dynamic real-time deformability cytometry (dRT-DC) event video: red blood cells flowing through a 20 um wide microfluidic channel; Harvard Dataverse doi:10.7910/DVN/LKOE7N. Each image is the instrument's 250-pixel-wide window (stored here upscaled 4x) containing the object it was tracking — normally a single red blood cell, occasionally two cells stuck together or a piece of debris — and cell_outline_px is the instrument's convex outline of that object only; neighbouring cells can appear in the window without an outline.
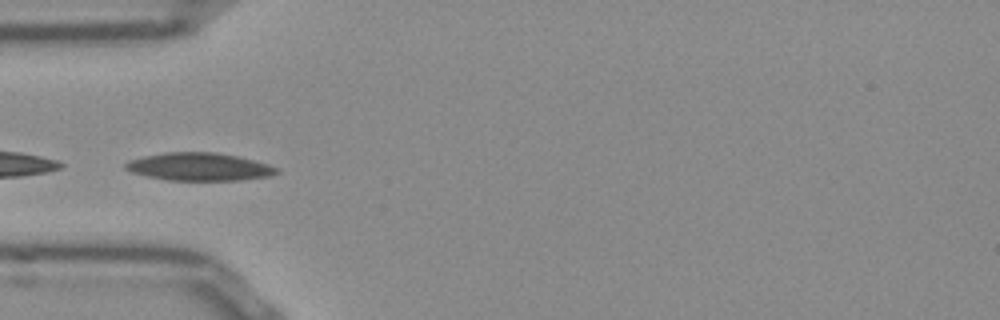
{"species": "Egyptian fruit bat (a non-hibernating species)", "species_latin": "Rousettus aegyptiacus", "temperature_condition": "room temperature", "stored_images_in_passage": 34, "camera_frame_rate_fps": 3000, "um_per_image_px": 0.085, "frame": {"image": 1, "passage_image": 1, "time_ms": 0.0, "image_size_px": [1000, 320], "cell_outline_px": [[280, 172], [268, 176], [240, 180], [168, 180], [148, 176], [132, 172], [124, 168], [124, 164], [132, 160], [144, 156], [164, 152], [212, 152], [236, 156], [268, 164], [276, 168]], "centroid_in_image_um": [16.92, 14.17], "position_along_channel_um": 68.1, "area_um2": 24.16}}
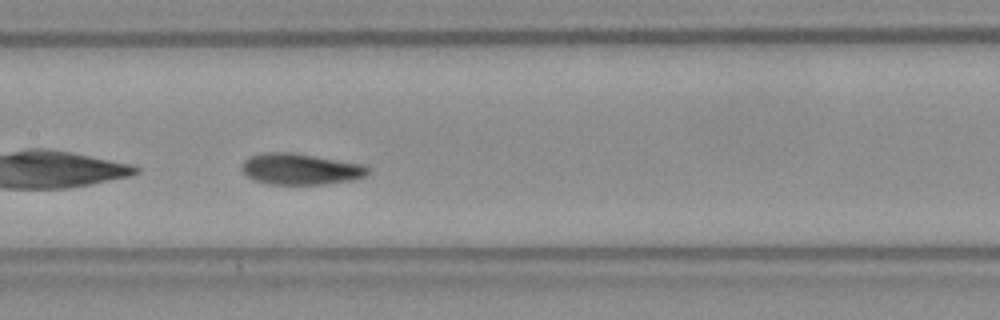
{"frame": {"image": 2, "passage_image": 10, "time_ms": 3.0, "image_size_px": [1000, 320], "cell_outline_px": [[372, 168], [364, 176], [352, 180], [320, 184], [268, 184], [252, 180], [240, 168], [244, 160], [248, 156], [264, 152], [292, 152], [368, 164]], "centroid_in_image_um": [25.56, 14.35], "position_along_channel_um": 181.8, "area_um2": 23.29}, "authors_computed_cell_mechanics": {"area_um2": 22.7154, "velocity_mm_per_s": 3.7674, "shape_relaxation_time_tau1_ms": 3.0929, "shape_relaxation_time_tau2_ms": 1.3219, "deformation_change_tau1": 0.106, "deformation_change_tau2": 0.0558}}